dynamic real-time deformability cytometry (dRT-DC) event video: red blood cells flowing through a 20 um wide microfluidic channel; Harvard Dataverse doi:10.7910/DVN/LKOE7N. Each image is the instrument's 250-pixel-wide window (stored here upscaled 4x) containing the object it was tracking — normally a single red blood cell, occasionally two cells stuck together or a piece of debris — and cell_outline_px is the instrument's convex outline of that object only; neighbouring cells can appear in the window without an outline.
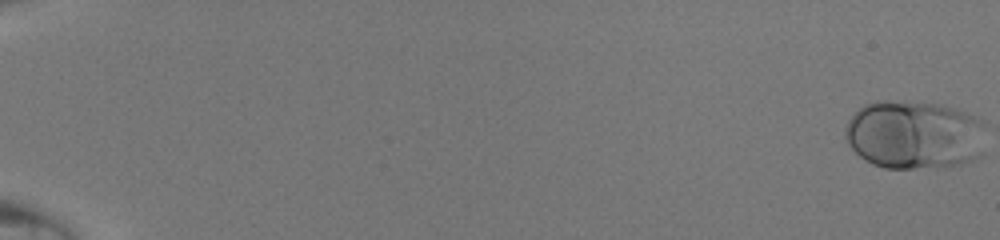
{"species": "human", "species_latin": "Homo sapiens", "temperature_condition": "room temperature", "stored_images_in_passage": 49, "camera_frame_rate_fps": 3000, "um_per_image_px": 0.085, "donor": {"sex": "male"}, "frame": {"image": 1, "passage_image": 1, "time_ms": 0.0, "image_size_px": [1000, 240], "cell_outline_px": [[984, 152], [980, 156], [972, 160], [960, 164], [936, 168], [884, 168], [872, 164], [864, 160], [848, 144], [844, 136], [844, 128], [848, 120], [864, 104], [876, 100], [904, 100], [944, 104], [956, 108], [976, 116], [984, 120]], "centroid_in_image_um": [77.74, 11.44], "position_along_channel_um": 7.3, "area_um2": 57.63}}
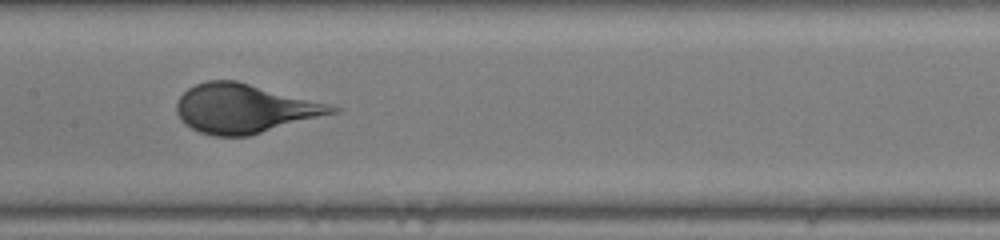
{"frame": {"image": 2, "passage_image": 28, "time_ms": 9.0, "image_size_px": [1000, 240], "cell_outline_px": [[340, 112], [248, 136], [216, 136], [200, 132], [184, 124], [180, 120], [176, 112], [176, 104], [180, 96], [188, 88], [204, 80], [236, 80], [332, 104], [340, 108]], "centroid_in_image_um": [20.79, 9.22], "position_along_channel_um": 186.6, "area_um2": 44.68}}
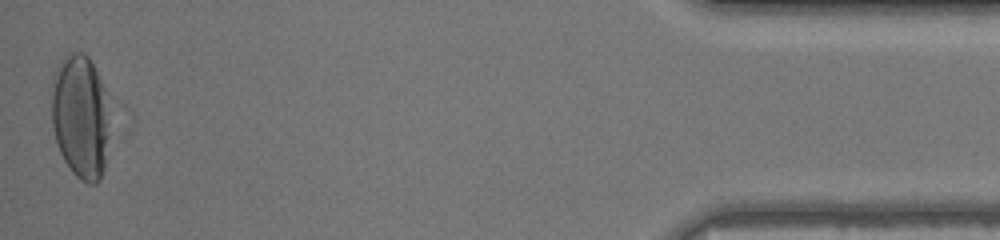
{"frame": {"image": 3, "passage_image": 49, "time_ms": 16.0, "image_size_px": [1000, 240], "cell_outline_px": [[108, 136], [104, 168], [100, 180], [96, 184], [88, 184], [80, 180], [72, 172], [64, 160], [60, 152], [56, 140], [52, 124], [52, 76], [60, 60], [68, 52], [84, 52], [88, 56], [100, 80]], "centroid_in_image_um": [6.77, 9.93], "position_along_channel_um": 428.4, "area_um2": 41.27}}